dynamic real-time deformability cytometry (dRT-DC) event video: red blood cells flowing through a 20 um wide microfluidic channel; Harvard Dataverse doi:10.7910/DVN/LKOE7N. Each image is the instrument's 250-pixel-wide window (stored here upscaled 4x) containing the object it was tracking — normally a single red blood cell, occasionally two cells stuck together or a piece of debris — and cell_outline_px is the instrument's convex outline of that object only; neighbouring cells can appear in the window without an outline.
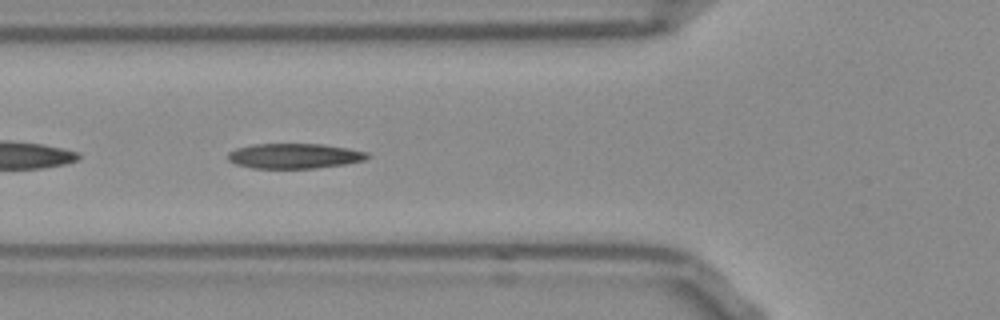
{"species": "Egyptian fruit bat (a non-hibernating species)", "species_latin": "Rousettus aegyptiacus", "temperature_condition": "room temperature", "stored_images_in_passage": 40, "camera_frame_rate_fps": 3000, "um_per_image_px": 0.085, "frame": {"image": 1, "passage_image": 7, "time_ms": 2.0, "image_size_px": [1000, 320], "cell_outline_px": [[372, 156], [364, 160], [344, 164], [316, 168], [252, 168], [236, 164], [228, 160], [228, 152], [236, 148], [252, 144], [324, 144], [348, 148], [368, 152]], "centroid_in_image_um": [25.03, 13.25], "position_along_channel_um": 100.8, "area_um2": 20.46}}
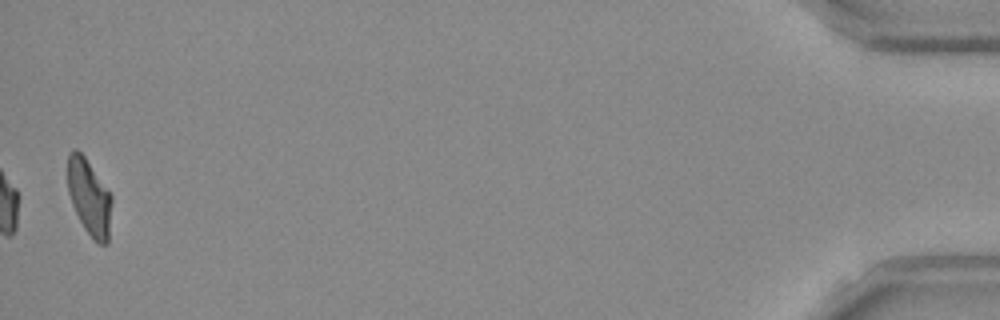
{"frame": {"image": 2, "passage_image": 40, "time_ms": 13.0, "image_size_px": [1000, 320], "cell_outline_px": [[112, 204], [108, 244], [100, 244], [84, 228], [72, 204], [68, 192], [68, 152], [72, 148], [76, 148], [84, 156], [112, 196]], "centroid_in_image_um": [7.59, 16.74], "position_along_channel_um": 427.6, "area_um2": 19.31}, "authors_computed_cell_mechanics": {"area_um2": 20.2589, "velocity_mm_per_s": 3.8529, "shape_relaxation_time_tau1_ms": 10.4286, "shape_relaxation_time_tau2_ms": 2.0959, "deformation_change_tau1": 0.2714, "deformation_change_tau2": 0.0946}}